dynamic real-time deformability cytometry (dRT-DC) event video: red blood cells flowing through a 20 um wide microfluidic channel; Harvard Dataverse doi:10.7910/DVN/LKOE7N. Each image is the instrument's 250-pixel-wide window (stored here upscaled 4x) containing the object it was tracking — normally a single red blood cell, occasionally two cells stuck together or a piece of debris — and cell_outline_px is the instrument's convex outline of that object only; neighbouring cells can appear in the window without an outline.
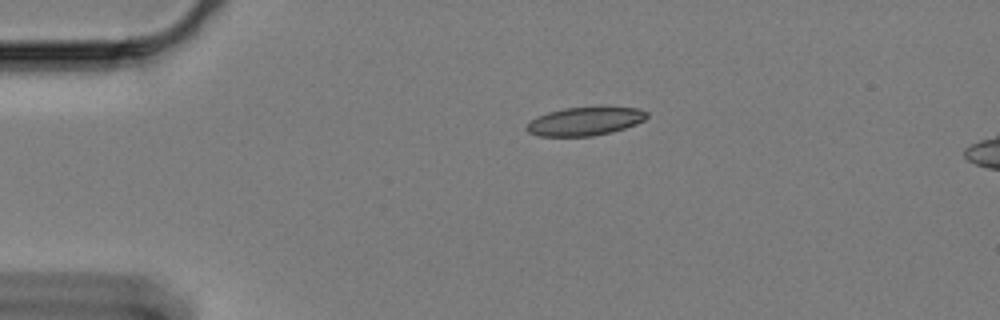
{"species": "Egyptian fruit bat (a non-hibernating species)", "species_latin": "Rousettus aegyptiacus", "temperature_condition": "cold", "stored_images_in_passage": 48, "camera_frame_rate_fps": 3000, "um_per_image_px": 0.085, "animal": {"sex": "female"}, "frame": {"image": 1, "passage_image": 1, "time_ms": 0.0, "image_size_px": [1000, 320], "cell_outline_px": [[648, 116], [644, 120], [636, 124], [612, 132], [592, 136], [540, 136], [528, 132], [524, 128], [532, 120], [548, 112], [564, 108], [600, 104], [604, 104], [640, 108], [648, 112]], "centroid_in_image_um": [49.81, 10.25], "position_along_channel_um": 35.2, "area_um2": 20.69}}
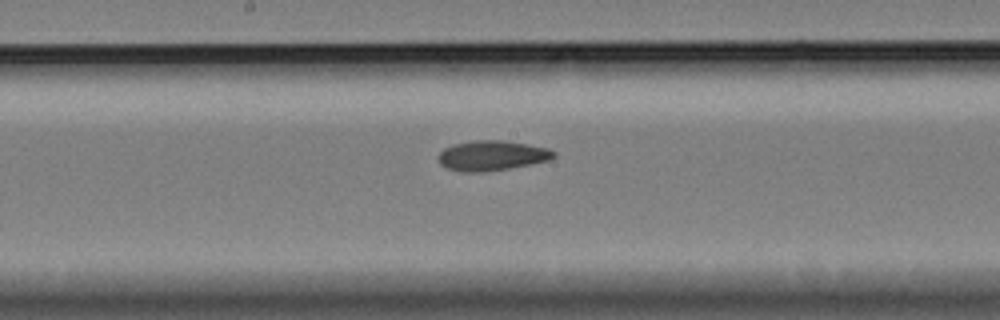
{"frame": {"image": 2, "passage_image": 20, "time_ms": 6.333, "image_size_px": [1000, 320], "cell_outline_px": [[556, 156], [548, 160], [508, 168], [484, 172], [460, 172], [448, 168], [440, 164], [436, 156], [444, 148], [452, 144], [472, 140], [504, 140], [528, 144], [548, 148], [556, 152]], "centroid_in_image_um": [41.77, 13.21], "position_along_channel_um": 206.4, "area_um2": 20.29}}
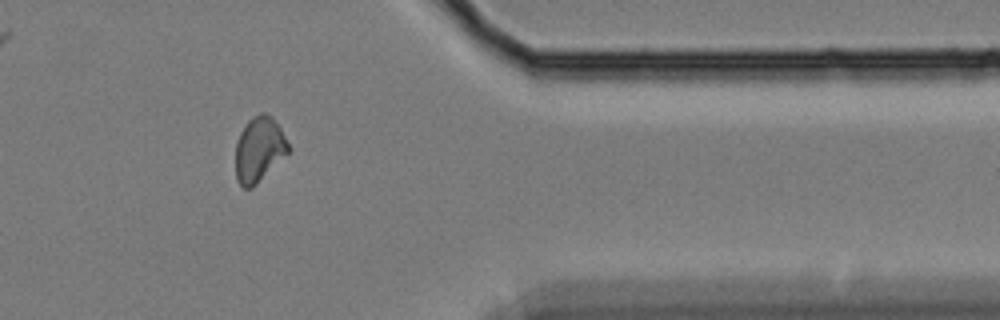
{"frame": {"image": 3, "passage_image": 38, "time_ms": 12.333, "image_size_px": [1000, 320], "cell_outline_px": [[292, 148], [252, 188], [244, 188], [236, 180], [236, 140], [240, 132], [248, 120], [252, 116], [260, 112], [264, 112], [272, 116], [280, 128]], "centroid_in_image_um": [22.02, 12.67], "position_along_channel_um": 389.4, "area_um2": 20.0}, "authors_computed_cell_mechanics": {"area_um2": 19.9699, "velocity_mm_per_s": 3.3229, "shape_relaxation_time_tau1_ms": null, "shape_relaxation_time_tau2_ms": 3.635, "deformation_change_tau1": null, "deformation_change_tau2": 0.0923}}